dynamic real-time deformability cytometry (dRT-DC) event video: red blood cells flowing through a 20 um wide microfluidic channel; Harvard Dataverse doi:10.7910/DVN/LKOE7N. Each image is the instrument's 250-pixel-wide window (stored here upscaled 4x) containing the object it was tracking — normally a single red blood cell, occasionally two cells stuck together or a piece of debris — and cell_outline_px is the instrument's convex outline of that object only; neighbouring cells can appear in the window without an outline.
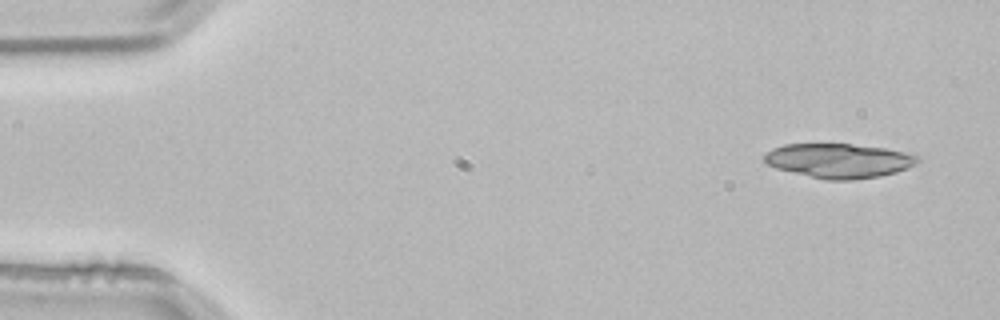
{"species": "common noctule bat (a hibernating species)", "species_latin": "Nyctalus noctula", "temperature_condition": "room temperature", "stored_images_in_passage": 3, "camera_frame_rate_fps": 3000, "um_per_image_px": 0.085, "animal": {"sex": "male", "body_mass_g": 21.5, "forearm_length_mm": 52.0}, "frame": {"image": 1, "passage_image": 1, "time_ms": 0.0, "image_size_px": [1000, 320], "cell_outline_px": [[920, 160], [916, 164], [896, 172], [880, 176], [852, 180], [824, 180], [776, 168], [768, 164], [764, 160], [764, 156], [772, 148], [784, 144], [852, 144], [884, 148], [904, 152], [920, 156]], "centroid_in_image_um": [71.31, 13.66], "position_along_channel_um": 13.7, "area_um2": 30.69}}